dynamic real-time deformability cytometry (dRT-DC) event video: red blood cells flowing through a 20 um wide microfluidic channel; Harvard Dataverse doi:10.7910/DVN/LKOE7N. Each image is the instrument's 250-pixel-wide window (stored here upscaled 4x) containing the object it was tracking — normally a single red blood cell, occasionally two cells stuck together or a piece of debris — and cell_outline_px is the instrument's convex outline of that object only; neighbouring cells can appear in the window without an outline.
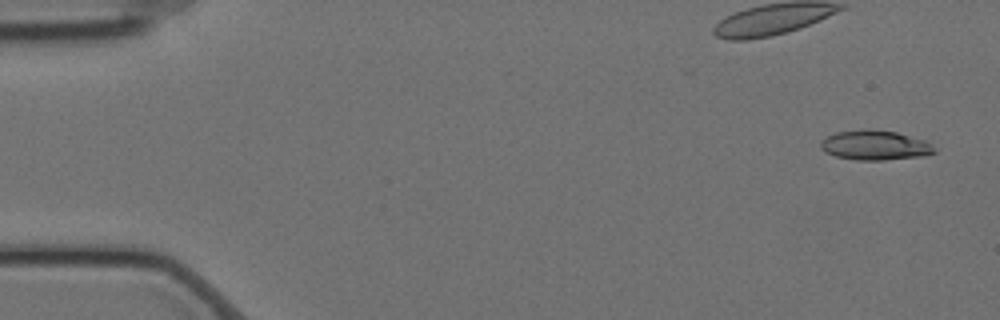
{"species": "Egyptian fruit bat (a non-hibernating species)", "species_latin": "Rousettus aegyptiacus", "temperature_condition": "cold", "stored_images_in_passage": 57, "camera_frame_rate_fps": 3000, "um_per_image_px": 0.085, "animal": {"sex": "female"}, "frame": {"image": 1, "passage_image": 2, "time_ms": 0.333, "image_size_px": [1000, 320], "cell_outline_px": [[936, 152], [920, 156], [884, 160], [856, 160], [836, 156], [824, 152], [820, 148], [820, 144], [828, 136], [836, 132], [864, 128], [868, 128], [896, 132], [928, 140]], "centroid_in_image_um": [74.37, 12.33], "position_along_channel_um": 10.6, "area_um2": 19.77}}
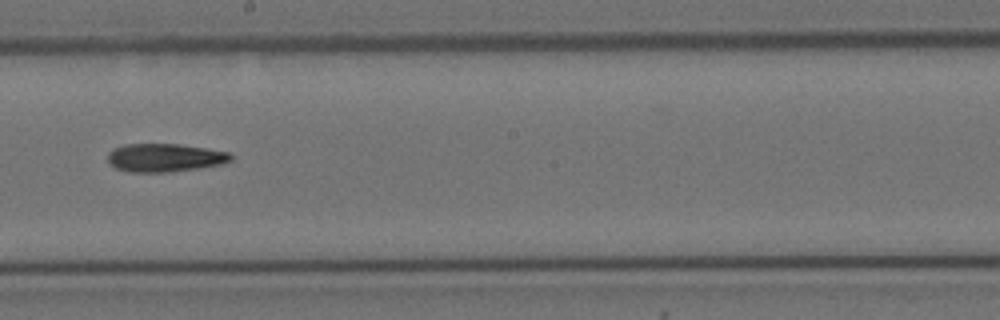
{"frame": {"image": 2, "passage_image": 32, "time_ms": 10.333, "image_size_px": [1000, 320], "cell_outline_px": [[232, 160], [224, 164], [200, 168], [168, 172], [128, 172], [116, 168], [108, 160], [108, 152], [112, 148], [124, 144], [180, 144], [232, 152]], "centroid_in_image_um": [14.04, 13.4], "position_along_channel_um": 234.2, "area_um2": 20.52}}
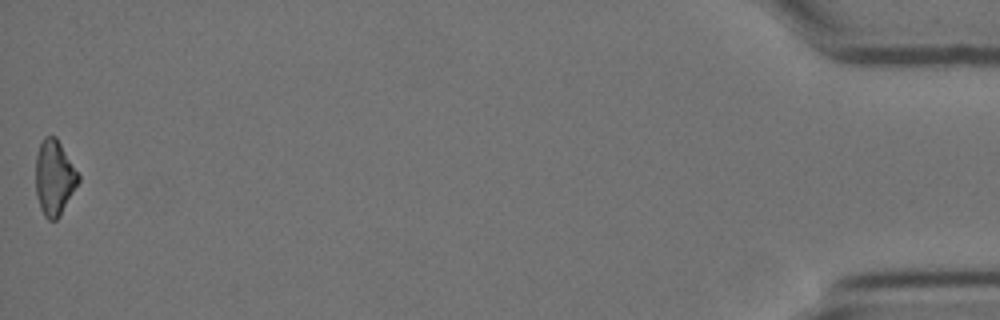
{"frame": {"image": 3, "passage_image": 57, "time_ms": 18.667, "image_size_px": [1000, 320], "cell_outline_px": [[80, 180], [60, 216], [56, 220], [48, 220], [44, 216], [40, 208], [36, 196], [36, 156], [40, 144], [44, 136], [56, 136], [80, 176]], "centroid_in_image_um": [4.61, 15.12], "position_along_channel_um": 430.6, "area_um2": 18.67}}